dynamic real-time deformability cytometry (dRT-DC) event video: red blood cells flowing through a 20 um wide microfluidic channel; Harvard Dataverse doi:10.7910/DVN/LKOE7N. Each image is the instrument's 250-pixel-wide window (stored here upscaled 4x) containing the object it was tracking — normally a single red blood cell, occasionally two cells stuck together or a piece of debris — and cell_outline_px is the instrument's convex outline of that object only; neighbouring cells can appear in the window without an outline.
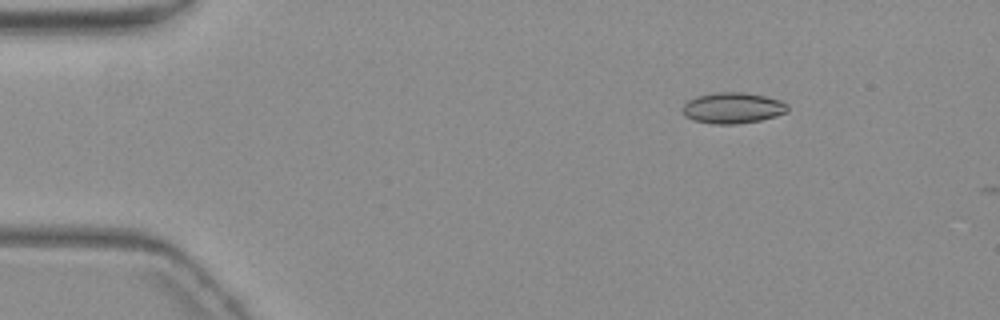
{"species": "common noctule bat (a hibernating species)", "species_latin": "Nyctalus noctula", "temperature_condition": "warm", "stored_images_in_passage": 3, "camera_frame_rate_fps": 3000, "um_per_image_px": 0.085, "animal": {"sex": "female", "body_mass_g": 19.3, "forearm_length_mm": 54.1}, "frame": {"image": 1, "passage_image": 2, "time_ms": 2.333, "image_size_px": [1000, 320], "cell_outline_px": [[788, 112], [776, 116], [760, 120], [736, 124], [712, 124], [692, 120], [684, 116], [680, 108], [688, 100], [696, 96], [716, 92], [744, 92], [764, 96], [780, 100], [788, 104]], "centroid_in_image_um": [62.25, 9.18], "position_along_channel_um": 22.8, "area_um2": 19.19}}